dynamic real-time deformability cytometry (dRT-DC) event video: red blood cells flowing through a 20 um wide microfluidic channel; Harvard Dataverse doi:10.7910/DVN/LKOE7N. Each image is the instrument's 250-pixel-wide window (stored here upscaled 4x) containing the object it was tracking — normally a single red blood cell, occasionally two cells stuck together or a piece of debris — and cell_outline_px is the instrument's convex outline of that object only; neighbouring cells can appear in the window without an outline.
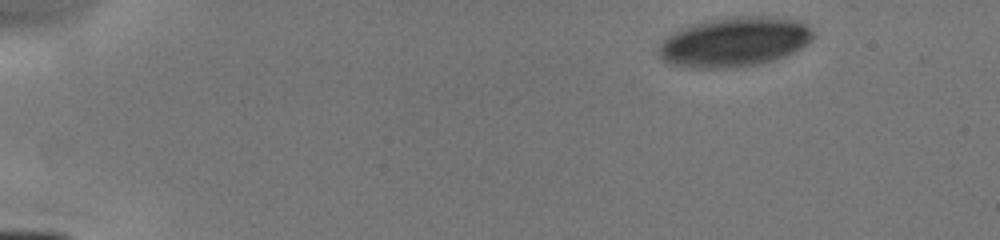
{"species": "human", "species_latin": "Homo sapiens", "temperature_condition": "cold", "stored_images_in_passage": 5, "camera_frame_rate_fps": 3000, "um_per_image_px": 0.085, "donor": {"sex": "male"}, "frame": {"image": 1, "passage_image": 1, "time_ms": 0.0, "image_size_px": [1000, 240], "cell_outline_px": [[816, 36], [808, 44], [784, 56], [772, 60], [756, 64], [720, 68], [692, 68], [672, 64], [664, 60], [656, 52], [656, 48], [660, 40], [664, 36], [680, 28], [692, 24], [708, 20], [736, 16], [772, 16], [800, 20], [808, 24], [816, 32]], "centroid_in_image_um": [62.42, 3.53], "position_along_channel_um": 22.6, "area_um2": 45.26}}
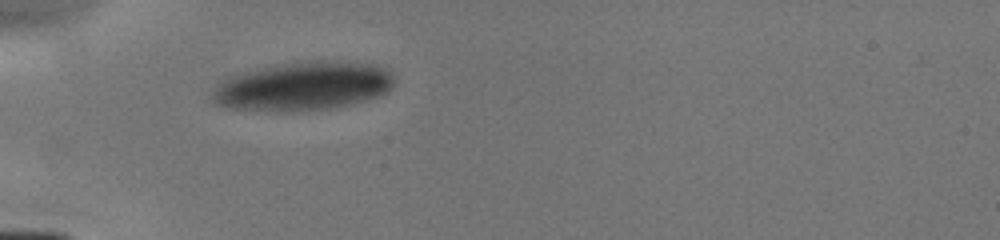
{"frame": {"image": 2, "passage_image": 4, "time_ms": 3.333, "image_size_px": [1000, 240], "cell_outline_px": [[392, 88], [380, 96], [332, 108], [296, 112], [276, 112], [224, 108], [212, 104], [212, 92], [220, 80], [228, 76], [260, 68], [280, 64], [312, 60], [344, 60], [376, 64], [388, 68], [392, 72]], "centroid_in_image_um": [25.74, 7.33], "position_along_channel_um": 59.3, "area_um2": 52.71}}